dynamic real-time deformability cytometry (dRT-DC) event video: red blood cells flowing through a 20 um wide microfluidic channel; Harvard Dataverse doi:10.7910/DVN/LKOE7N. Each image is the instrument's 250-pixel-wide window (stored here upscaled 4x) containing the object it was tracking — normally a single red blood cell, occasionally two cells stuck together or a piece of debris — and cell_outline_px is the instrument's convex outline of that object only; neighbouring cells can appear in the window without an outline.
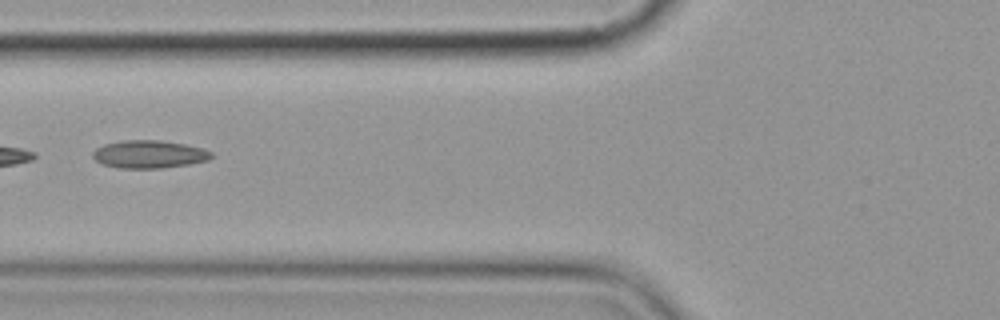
{"species": "common noctule bat (a hibernating species)", "species_latin": "Nyctalus noctula", "temperature_condition": "cold", "stored_images_in_passage": 6, "camera_frame_rate_fps": 3000, "um_per_image_px": 0.085, "animal": {"sex": "female", "body_mass_g": 19.9}, "frame": {"image": 1, "passage_image": 4, "time_ms": 3.667, "image_size_px": [1000, 320], "cell_outline_px": [[212, 156], [208, 160], [188, 164], [160, 168], [120, 168], [104, 164], [96, 160], [92, 156], [92, 152], [96, 148], [104, 144], [124, 140], [160, 140], [184, 144], [204, 148], [212, 152]], "centroid_in_image_um": [12.68, 13.1], "position_along_channel_um": 113.1, "area_um2": 19.13}}
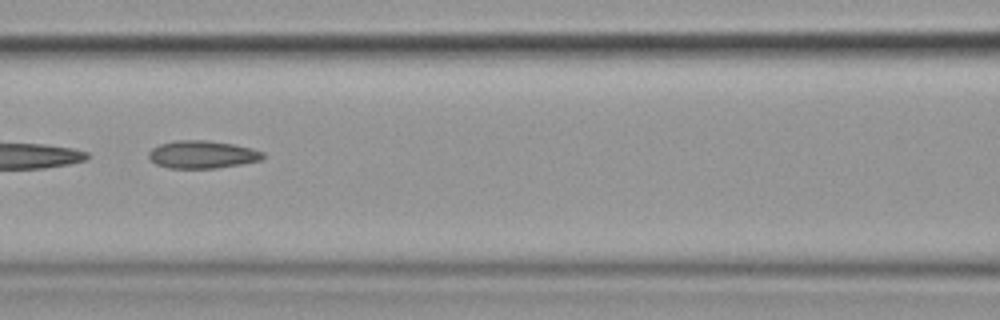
{"frame": {"image": 2, "passage_image": 5, "time_ms": 4.667, "image_size_px": [1000, 320], "cell_outline_px": [[264, 156], [260, 160], [240, 164], [216, 168], [168, 168], [156, 164], [148, 156], [148, 152], [152, 148], [160, 144], [176, 140], [208, 140], [232, 144], [252, 148], [264, 152]], "centroid_in_image_um": [17.18, 13.13], "position_along_channel_um": 149.4, "area_um2": 18.38}}
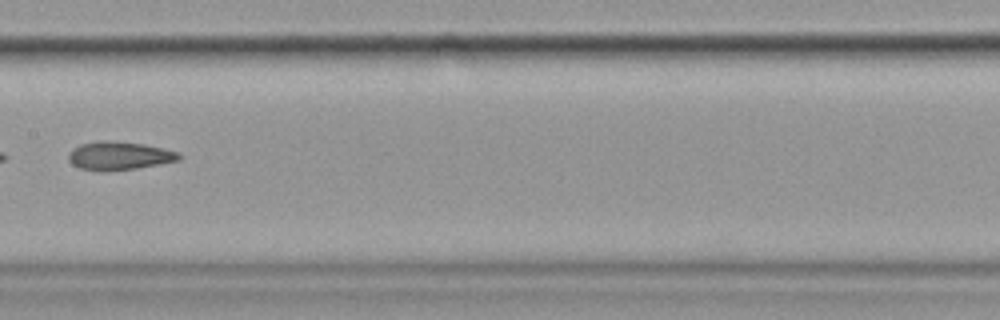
{"frame": {"image": 3, "passage_image": 6, "time_ms": 6.0, "image_size_px": [1000, 320], "cell_outline_px": [[180, 160], [136, 168], [80, 168], [72, 164], [68, 160], [68, 156], [72, 148], [80, 144], [144, 144], [180, 152]], "centroid_in_image_um": [10.2, 13.25], "position_along_channel_um": 197.2, "area_um2": 16.47}}